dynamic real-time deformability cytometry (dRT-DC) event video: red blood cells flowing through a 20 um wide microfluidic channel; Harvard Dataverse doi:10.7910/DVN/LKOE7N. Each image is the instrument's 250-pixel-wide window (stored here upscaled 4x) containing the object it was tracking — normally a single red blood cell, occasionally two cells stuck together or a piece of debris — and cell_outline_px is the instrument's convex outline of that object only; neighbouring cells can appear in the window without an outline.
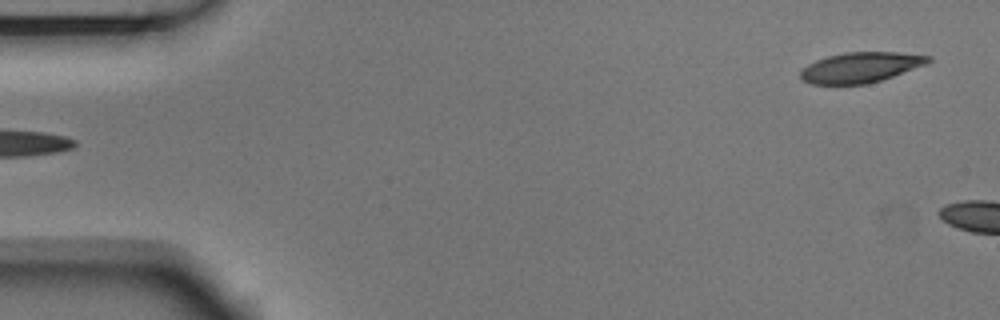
{"species": "Egyptian fruit bat (a non-hibernating species)", "species_latin": "Rousettus aegyptiacus", "temperature_condition": "room temperature", "stored_images_in_passage": 3, "segment_of_instrument_passage": [2, 2], "camera_frame_rate_fps": 3000, "um_per_image_px": 0.085, "animal": {"sex": "male"}, "frame": {"image": 1, "passage_image": 3, "time_ms": 0.667, "image_size_px": [1000, 320], "cell_outline_px": [[932, 60], [928, 64], [868, 84], [812, 84], [804, 80], [800, 76], [800, 72], [808, 64], [816, 60], [828, 56], [844, 52], [896, 52], [932, 56]], "centroid_in_image_um": [73.18, 5.72], "position_along_channel_um": 11.8, "area_um2": 22.48}}